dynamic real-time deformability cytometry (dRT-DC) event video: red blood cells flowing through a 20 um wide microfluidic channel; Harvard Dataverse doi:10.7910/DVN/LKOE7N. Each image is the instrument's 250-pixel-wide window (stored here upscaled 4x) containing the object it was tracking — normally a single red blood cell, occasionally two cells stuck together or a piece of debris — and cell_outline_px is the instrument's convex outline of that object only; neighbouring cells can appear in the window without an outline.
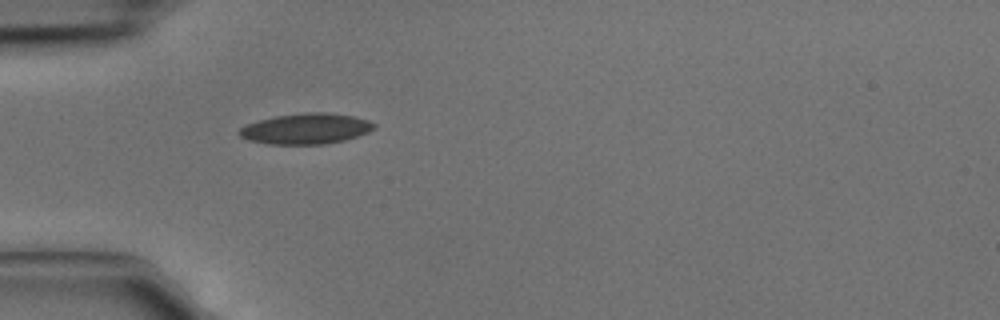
{"species": "common noctule bat (a hibernating species)", "species_latin": "Nyctalus noctula", "temperature_condition": "cold", "stored_images_in_passage": 1, "camera_frame_rate_fps": 3000, "um_per_image_px": 0.085, "animal": {"sex": "male", "body_mass_g": 15.6}, "frame": {"image": 1, "passage_image": 1, "time_ms": 0.0, "image_size_px": [1000, 320], "cell_outline_px": [[376, 128], [368, 132], [344, 140], [324, 144], [268, 144], [248, 140], [240, 136], [236, 132], [240, 128], [248, 124], [260, 120], [276, 116], [304, 112], [324, 112], [352, 116], [368, 120], [376, 124]], "centroid_in_image_um": [26.0, 10.94], "position_along_channel_um": 59.0, "area_um2": 23.99}}